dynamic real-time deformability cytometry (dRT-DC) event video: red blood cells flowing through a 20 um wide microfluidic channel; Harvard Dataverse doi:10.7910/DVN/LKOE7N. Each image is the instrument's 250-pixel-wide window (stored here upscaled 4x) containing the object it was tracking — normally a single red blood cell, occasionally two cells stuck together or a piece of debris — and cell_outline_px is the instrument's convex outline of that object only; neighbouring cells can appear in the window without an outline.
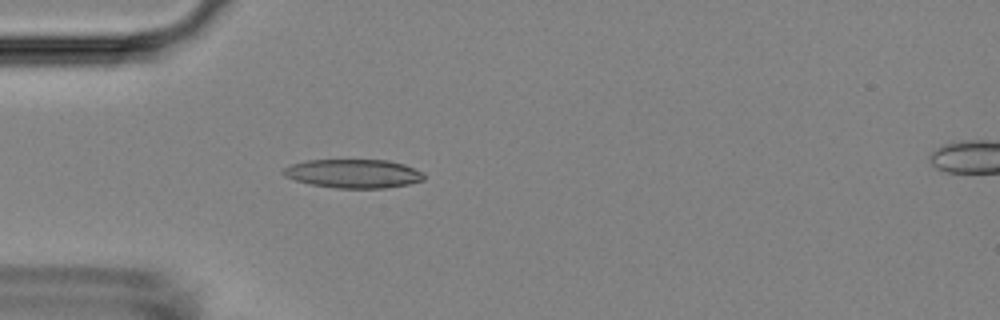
{"species": "Egyptian fruit bat (a non-hibernating species)", "species_latin": "Rousettus aegyptiacus", "temperature_condition": "room temperature", "stored_images_in_passage": 52, "camera_frame_rate_fps": 3000, "um_per_image_px": 0.085, "animal": {"sex": "female"}, "frame": {"image": 1, "passage_image": 15, "time_ms": 4.667, "image_size_px": [1000, 320], "cell_outline_px": [[424, 180], [408, 184], [384, 188], [336, 188], [312, 184], [296, 180], [284, 176], [280, 172], [284, 168], [292, 164], [304, 160], [388, 160], [404, 164], [420, 172], [424, 176]], "centroid_in_image_um": [30.0, 14.75], "position_along_channel_um": 55.0, "area_um2": 23.41}}
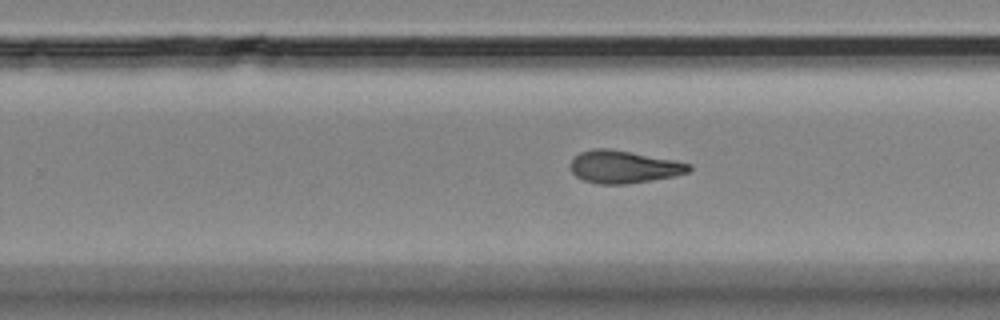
{"frame": {"image": 2, "passage_image": 33, "time_ms": 10.667, "image_size_px": [1000, 320], "cell_outline_px": [[692, 168], [688, 172], [676, 176], [628, 184], [596, 184], [584, 180], [576, 176], [568, 168], [568, 164], [580, 152], [592, 148], [608, 148], [676, 160], [692, 164]], "centroid_in_image_um": [53.01, 14.18], "position_along_channel_um": 276.8, "area_um2": 22.77}}
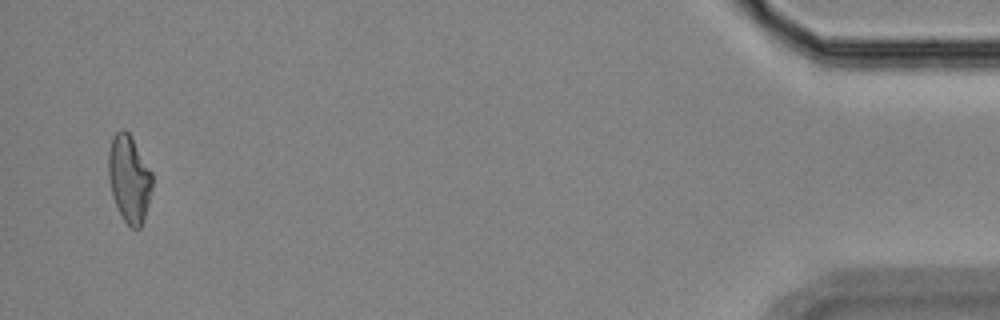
{"frame": {"image": 3, "passage_image": 51, "time_ms": 16.667, "image_size_px": [1000, 320], "cell_outline_px": [[152, 188], [144, 220], [140, 228], [132, 228], [124, 220], [112, 196], [108, 176], [108, 152], [112, 140], [116, 132], [120, 128], [124, 128], [132, 136], [152, 172]], "centroid_in_image_um": [10.98, 15.16], "position_along_channel_um": 424.2, "area_um2": 22.31}, "authors_computed_cell_mechanics": {"area_um2": 22.7732, "velocity_mm_per_s": 3.7857, "shape_relaxation_time_tau1_ms": null, "shape_relaxation_time_tau2_ms": 4.8168, "deformation_change_tau1": null, "deformation_change_tau2": 0.1433}}